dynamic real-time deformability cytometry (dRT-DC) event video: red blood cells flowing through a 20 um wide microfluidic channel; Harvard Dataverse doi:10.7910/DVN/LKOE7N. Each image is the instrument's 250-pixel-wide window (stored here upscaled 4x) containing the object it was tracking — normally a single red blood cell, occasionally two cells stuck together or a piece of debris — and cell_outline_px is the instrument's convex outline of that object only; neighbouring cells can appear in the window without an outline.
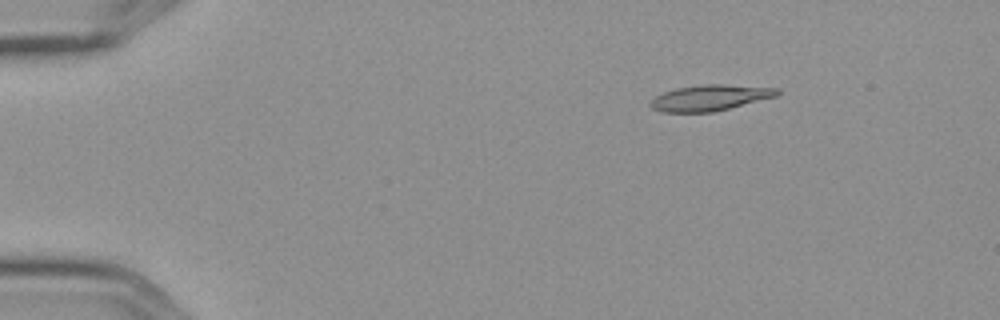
{"species": "Egyptian fruit bat (a non-hibernating species)", "species_latin": "Rousettus aegyptiacus", "temperature_condition": "cold", "stored_images_in_passage": 3, "camera_frame_rate_fps": 3000, "um_per_image_px": 0.085, "frame": {"image": 1, "passage_image": 1, "time_ms": 0.0, "image_size_px": [1000, 320], "cell_outline_px": [[780, 92], [776, 96], [712, 112], [664, 112], [652, 108], [648, 104], [656, 96], [664, 92], [676, 88], [704, 84], [724, 84], [780, 88]], "centroid_in_image_um": [60.34, 8.3], "position_along_channel_um": 24.7, "area_um2": 18.9}}